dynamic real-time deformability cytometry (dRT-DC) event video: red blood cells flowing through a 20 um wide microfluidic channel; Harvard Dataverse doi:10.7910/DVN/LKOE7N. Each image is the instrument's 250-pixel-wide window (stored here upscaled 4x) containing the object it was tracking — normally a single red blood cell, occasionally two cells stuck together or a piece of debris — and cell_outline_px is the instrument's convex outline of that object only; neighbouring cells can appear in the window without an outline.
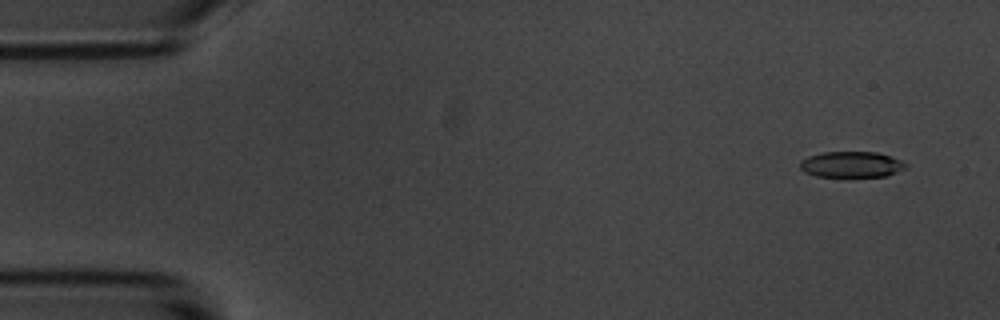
{"species": "common noctule bat (a hibernating species)", "species_latin": "Nyctalus noctula", "temperature_condition": "room temperature", "stored_images_in_passage": 6, "segment_of_instrument_passage": [1, 2], "camera_frame_rate_fps": 3000, "um_per_image_px": 0.085, "animal": {"sex": "male", "body_mass_g": 20.1, "forearm_length_mm": 53.5}, "frame": {"image": 1, "passage_image": 2, "time_ms": 1.0, "image_size_px": [1000, 320], "cell_outline_px": [[908, 168], [884, 176], [816, 176], [804, 172], [800, 168], [800, 160], [808, 156], [824, 152], [876, 152], [900, 160], [908, 164]], "centroid_in_image_um": [72.36, 13.97], "position_along_channel_um": 12.6, "area_um2": 15.84}}